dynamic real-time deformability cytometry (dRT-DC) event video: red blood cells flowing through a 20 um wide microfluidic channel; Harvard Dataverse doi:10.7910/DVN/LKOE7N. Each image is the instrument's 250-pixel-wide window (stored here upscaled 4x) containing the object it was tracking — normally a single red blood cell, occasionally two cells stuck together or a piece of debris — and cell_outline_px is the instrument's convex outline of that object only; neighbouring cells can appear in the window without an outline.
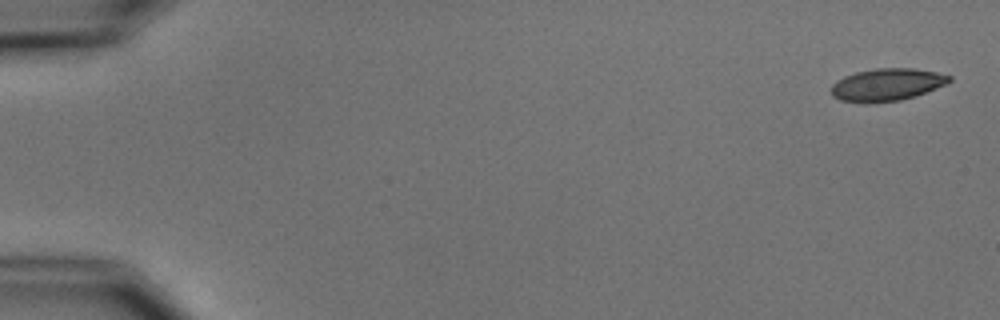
{"species": "common noctule bat (a hibernating species)", "species_latin": "Nyctalus noctula", "temperature_condition": "cold", "stored_images_in_passage": 6, "camera_frame_rate_fps": 3000, "um_per_image_px": 0.085, "animal": {"sex": "male", "body_mass_g": 15.6}, "frame": {"image": 1, "passage_image": 1, "time_ms": 0.0, "image_size_px": [1000, 320], "cell_outline_px": [[952, 80], [948, 84], [916, 96], [900, 100], [868, 104], [840, 100], [832, 96], [832, 84], [836, 80], [844, 76], [856, 72], [876, 68], [916, 68], [936, 72], [952, 76]], "centroid_in_image_um": [75.41, 7.2], "position_along_channel_um": 9.6, "area_um2": 22.66}}
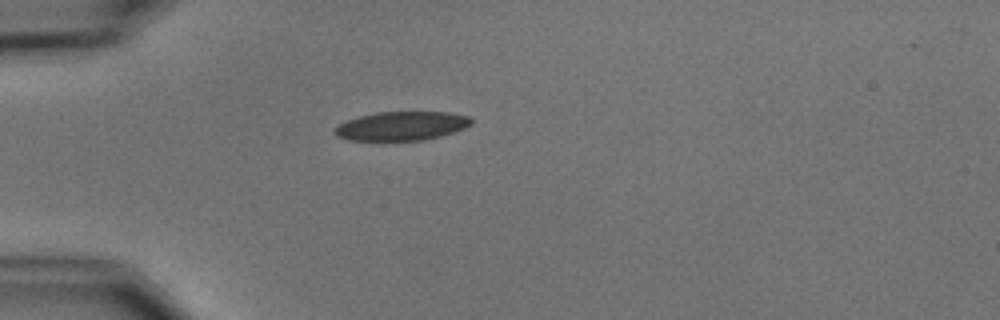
{"frame": {"image": 2, "passage_image": 5, "time_ms": 4.667, "image_size_px": [1000, 320], "cell_outline_px": [[472, 124], [464, 128], [440, 136], [424, 140], [348, 140], [336, 136], [332, 132], [336, 124], [360, 116], [376, 112], [448, 112], [468, 116], [472, 120]], "centroid_in_image_um": [34.09, 10.7], "position_along_channel_um": 50.9, "area_um2": 23.0}}